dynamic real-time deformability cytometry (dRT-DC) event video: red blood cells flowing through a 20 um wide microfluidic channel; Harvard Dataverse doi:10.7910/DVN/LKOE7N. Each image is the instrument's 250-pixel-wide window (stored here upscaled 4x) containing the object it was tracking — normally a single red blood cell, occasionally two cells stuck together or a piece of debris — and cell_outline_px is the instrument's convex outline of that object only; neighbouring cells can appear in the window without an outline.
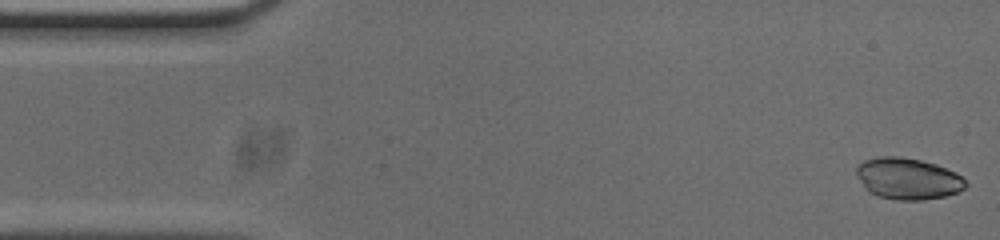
{"species": "common noctule bat (a hibernating species)", "species_latin": "Nyctalus noctula", "temperature_condition": "cold", "stored_images_in_passage": 52, "camera_frame_rate_fps": 3000, "um_per_image_px": 0.085, "animal": {"sex": "male", "body_mass_g": 20.0, "forearm_length_mm": 53.3}, "frame": {"image": 1, "passage_image": 1, "time_ms": 0.0, "image_size_px": [1000, 240], "cell_outline_px": [[968, 184], [960, 192], [944, 196], [924, 200], [896, 200], [880, 196], [868, 192], [864, 188], [856, 172], [856, 168], [864, 160], [880, 156], [900, 156], [920, 160], [936, 164], [956, 172]], "centroid_in_image_um": [77.18, 15.18], "position_along_channel_um": 7.8, "area_um2": 26.41}}
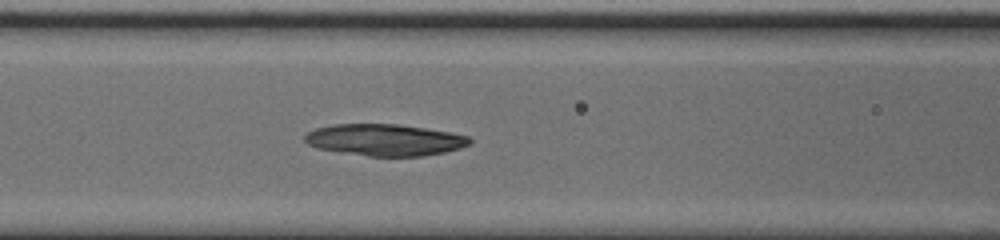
{"frame": {"image": 2, "passage_image": 20, "time_ms": 6.333, "image_size_px": [1000, 240], "cell_outline_px": [[472, 144], [460, 148], [444, 152], [424, 156], [368, 156], [316, 148], [308, 144], [304, 140], [304, 136], [308, 132], [316, 128], [332, 124], [400, 124], [452, 132], [468, 136], [472, 140]], "centroid_in_image_um": [32.73, 11.89], "position_along_channel_um": 133.9, "area_um2": 30.58}}
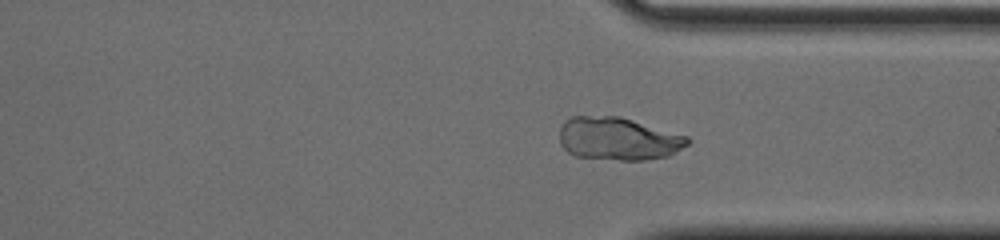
{"frame": {"image": 3, "passage_image": 38, "time_ms": 12.333, "image_size_px": [1000, 240], "cell_outline_px": [[692, 140], [688, 144], [668, 156], [644, 160], [620, 160], [576, 156], [568, 152], [564, 148], [560, 140], [560, 128], [564, 120], [572, 116], [620, 116], [688, 136]], "centroid_in_image_um": [52.55, 11.78], "position_along_channel_um": 358.8, "area_um2": 32.02}}